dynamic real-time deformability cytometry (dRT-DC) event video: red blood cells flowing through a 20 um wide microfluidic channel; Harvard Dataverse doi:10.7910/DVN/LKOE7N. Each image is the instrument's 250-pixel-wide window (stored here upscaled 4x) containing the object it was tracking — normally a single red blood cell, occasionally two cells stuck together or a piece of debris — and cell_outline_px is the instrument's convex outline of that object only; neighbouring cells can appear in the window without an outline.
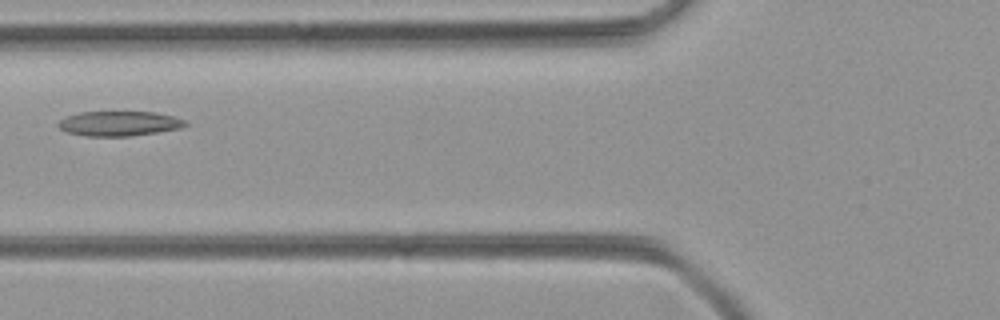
{"species": "common noctule bat (a hibernating species)", "species_latin": "Nyctalus noctula", "temperature_condition": "room temperature", "stored_images_in_passage": 5, "camera_frame_rate_fps": 3000, "um_per_image_px": 0.085, "animal": {"sex": "female", "body_mass_g": 21.9}, "frame": {"image": 1, "passage_image": 4, "time_ms": 1.0, "image_size_px": [1000, 320], "cell_outline_px": [[188, 124], [180, 128], [156, 132], [128, 136], [84, 136], [68, 132], [60, 128], [56, 124], [60, 120], [68, 116], [80, 112], [156, 112], [172, 116], [184, 120]], "centroid_in_image_um": [10.11, 10.5], "position_along_channel_um": 115.7, "area_um2": 18.15}}
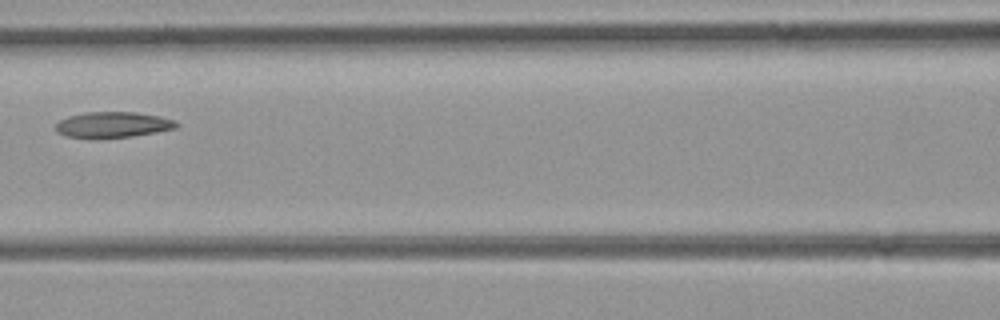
{"frame": {"image": 2, "passage_image": 5, "time_ms": 1.333, "image_size_px": [1000, 320], "cell_outline_px": [[180, 124], [176, 128], [156, 132], [132, 136], [68, 136], [56, 132], [56, 124], [60, 120], [68, 116], [84, 112], [136, 112], [160, 116], [176, 120]], "centroid_in_image_um": [9.65, 10.56], "position_along_channel_um": 156.9, "area_um2": 17.63}}